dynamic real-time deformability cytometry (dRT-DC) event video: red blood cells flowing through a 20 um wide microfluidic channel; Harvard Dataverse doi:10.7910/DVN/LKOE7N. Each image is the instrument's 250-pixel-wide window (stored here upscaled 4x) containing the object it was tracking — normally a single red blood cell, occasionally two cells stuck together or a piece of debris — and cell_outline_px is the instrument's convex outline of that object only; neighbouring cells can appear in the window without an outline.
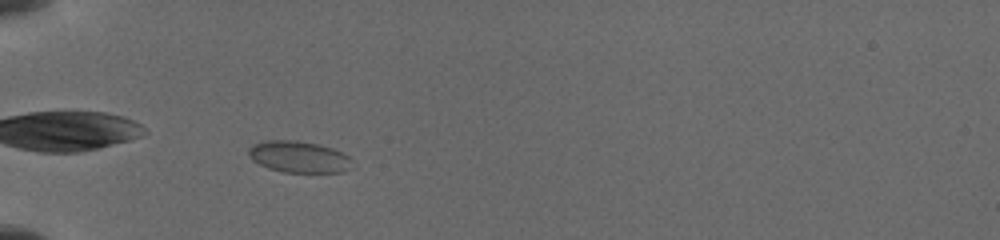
{"species": "common noctule bat (a hibernating species)", "species_latin": "Nyctalus noctula", "temperature_condition": "cold", "stored_images_in_passage": 58, "camera_frame_rate_fps": 3000, "um_per_image_px": 0.085, "animal": {"sex": "female", "body_mass_g": 19.5, "forearm_length_mm": 54.1}, "frame": {"image": 1, "passage_image": 7, "time_ms": 1.333, "image_size_px": [1000, 240], "cell_outline_px": [[348, 156], [344, 168], [340, 172], [284, 172], [268, 168], [260, 164], [248, 152], [248, 148], [256, 144], [268, 140], [296, 140], [316, 144], [332, 148]], "centroid_in_image_um": [25.31, 13.31], "position_along_channel_um": 59.7, "area_um2": 18.09}}
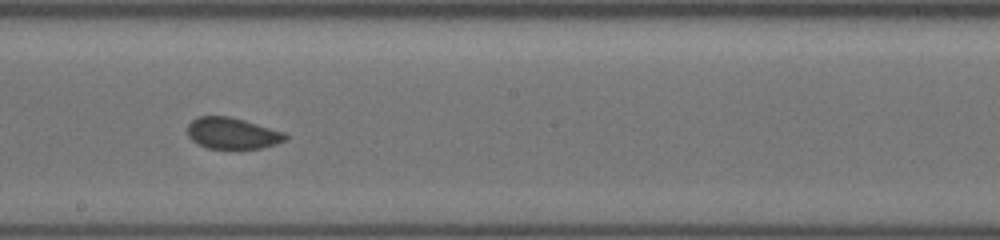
{"frame": {"image": 2, "passage_image": 27, "time_ms": 6.0, "image_size_px": [1000, 240], "cell_outline_px": [[288, 136], [284, 140], [276, 144], [260, 148], [240, 152], [208, 148], [192, 140], [188, 136], [188, 124], [192, 120], [200, 116], [228, 116], [244, 120], [284, 132]], "centroid_in_image_um": [19.75, 11.38], "position_along_channel_um": 228.4, "area_um2": 18.32}}
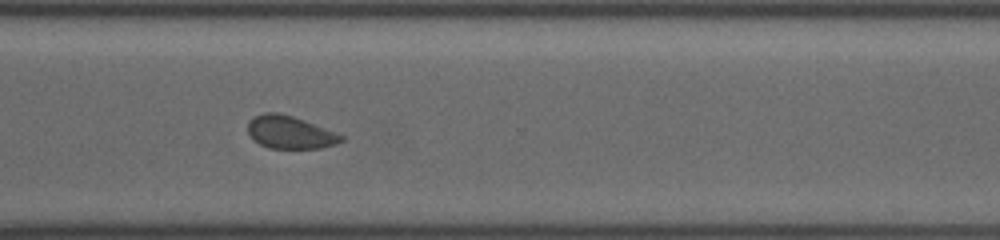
{"frame": {"image": 3, "passage_image": 40, "time_ms": 9.0, "image_size_px": [1000, 240], "cell_outline_px": [[344, 140], [336, 144], [320, 148], [268, 148], [260, 144], [248, 132], [248, 120], [252, 116], [264, 112], [276, 112], [292, 116], [304, 120], [344, 136]], "centroid_in_image_um": [24.63, 11.24], "position_along_channel_um": 346.0, "area_um2": 17.69}}